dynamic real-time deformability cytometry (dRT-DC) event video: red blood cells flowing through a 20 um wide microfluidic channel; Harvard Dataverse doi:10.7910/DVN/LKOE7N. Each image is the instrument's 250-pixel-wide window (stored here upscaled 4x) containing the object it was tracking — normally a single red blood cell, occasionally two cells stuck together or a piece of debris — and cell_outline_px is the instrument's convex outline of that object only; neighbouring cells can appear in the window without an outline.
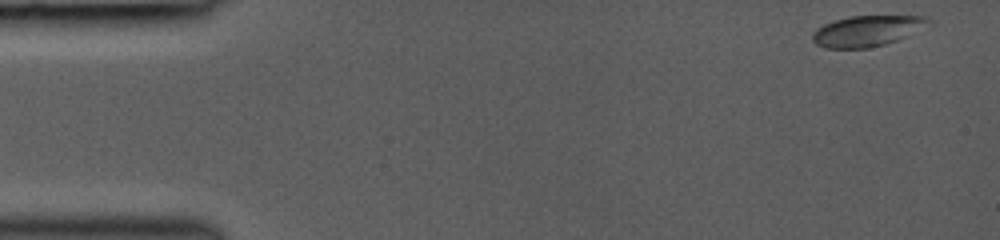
{"species": "common noctule bat (a hibernating species)", "species_latin": "Nyctalus noctula", "temperature_condition": "room temperature", "stored_images_in_passage": 62, "camera_frame_rate_fps": 3000, "um_per_image_px": 0.085, "animal": {"sex": "female", "body_mass_g": 19.0, "forearm_length_mm": 53.3}, "frame": {"image": 1, "passage_image": 1, "time_ms": 0.0, "image_size_px": [1000, 240], "cell_outline_px": [[932, 24], [896, 40], [884, 44], [868, 48], [824, 48], [816, 44], [812, 40], [812, 32], [816, 28], [824, 24], [848, 16], [924, 16], [932, 20]], "centroid_in_image_um": [73.68, 2.62], "position_along_channel_um": 11.3, "area_um2": 20.75}}
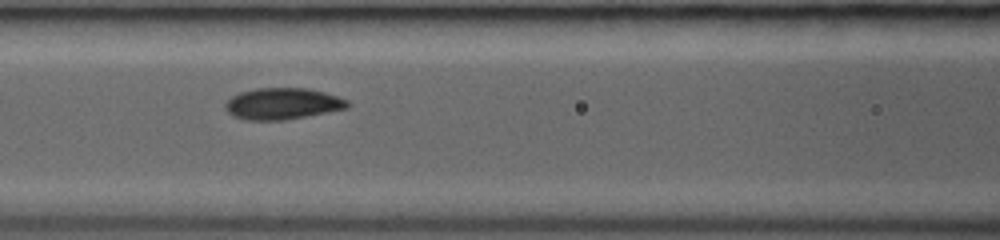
{"frame": {"image": 2, "passage_image": 24, "time_ms": 6.0, "image_size_px": [1000, 240], "cell_outline_px": [[352, 104], [348, 108], [328, 112], [284, 120], [244, 120], [232, 116], [224, 108], [224, 104], [232, 96], [240, 92], [256, 88], [308, 88], [324, 92], [348, 100]], "centroid_in_image_um": [24.01, 8.82], "position_along_channel_um": 142.6, "area_um2": 22.54}}
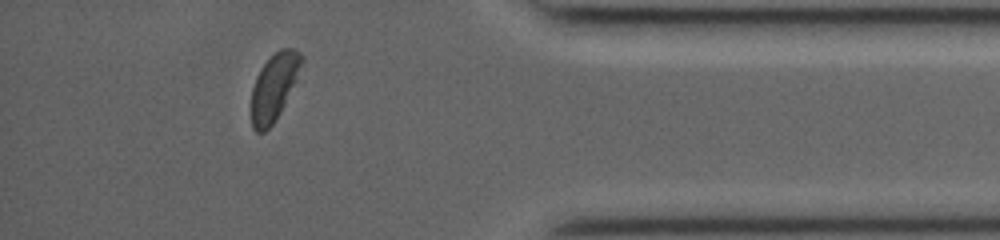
{"frame": {"image": 3, "passage_image": 54, "time_ms": 12.667, "image_size_px": [1000, 240], "cell_outline_px": [[304, 60], [284, 104], [280, 112], [272, 124], [264, 132], [256, 132], [252, 128], [252, 88], [256, 76], [260, 68], [280, 48], [292, 48], [300, 52], [304, 56]], "centroid_in_image_um": [23.29, 7.37], "position_along_channel_um": 411.9, "area_um2": 19.13}}